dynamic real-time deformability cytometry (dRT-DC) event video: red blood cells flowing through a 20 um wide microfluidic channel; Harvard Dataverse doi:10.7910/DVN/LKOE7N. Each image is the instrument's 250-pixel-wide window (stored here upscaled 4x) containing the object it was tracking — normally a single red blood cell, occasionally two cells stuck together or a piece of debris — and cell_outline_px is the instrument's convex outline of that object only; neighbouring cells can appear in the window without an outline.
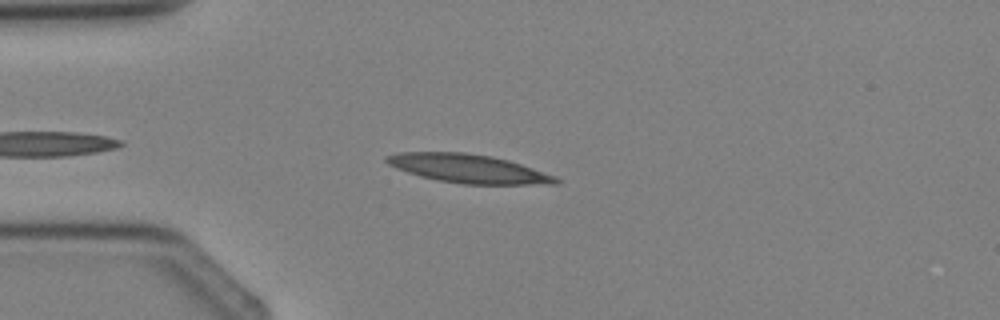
{"species": "Egyptian fruit bat (a non-hibernating species)", "species_latin": "Rousettus aegyptiacus", "temperature_condition": "cold", "stored_images_in_passage": 3, "camera_frame_rate_fps": 3000, "um_per_image_px": 0.085, "animal": {"sex": "female"}, "frame": {"image": 1, "passage_image": 3, "time_ms": 2.333, "image_size_px": [1000, 320], "cell_outline_px": [[560, 184], [460, 184], [420, 176], [396, 168], [388, 164], [384, 160], [384, 156], [396, 152], [464, 152], [492, 156], [508, 160], [556, 176], [560, 180]], "centroid_in_image_um": [39.79, 14.32], "position_along_channel_um": 45.2, "area_um2": 28.21}}